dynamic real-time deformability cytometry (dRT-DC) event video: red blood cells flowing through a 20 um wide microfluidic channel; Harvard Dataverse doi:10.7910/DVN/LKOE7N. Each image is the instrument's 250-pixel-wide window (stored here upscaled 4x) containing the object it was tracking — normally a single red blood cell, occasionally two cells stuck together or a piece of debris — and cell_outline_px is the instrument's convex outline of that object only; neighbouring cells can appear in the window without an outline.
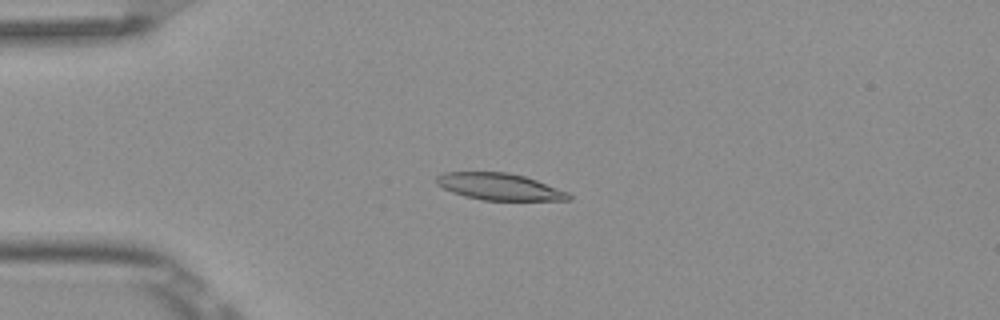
{"species": "Egyptian fruit bat (a non-hibernating species)", "species_latin": "Rousettus aegyptiacus", "temperature_condition": "room temperature", "stored_images_in_passage": 5, "camera_frame_rate_fps": 3000, "um_per_image_px": 0.085, "frame": {"image": 1, "passage_image": 4, "time_ms": 1.0, "image_size_px": [1000, 320], "cell_outline_px": [[572, 200], [484, 200], [464, 196], [452, 192], [436, 184], [436, 176], [444, 172], [508, 172], [524, 176], [536, 180], [568, 192], [572, 196]], "centroid_in_image_um": [42.44, 15.86], "position_along_channel_um": 42.6, "area_um2": 20.58}}